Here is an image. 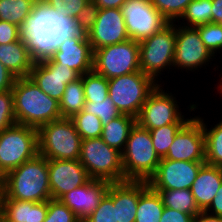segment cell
<instances>
[{"instance_id":"ffe728a7","label":"cell","mask_w":222,"mask_h":222,"mask_svg":"<svg viewBox=\"0 0 222 222\" xmlns=\"http://www.w3.org/2000/svg\"><path fill=\"white\" fill-rule=\"evenodd\" d=\"M111 182L90 179L86 184L63 194L59 200L83 222L98 207Z\"/></svg>"},{"instance_id":"8992f818","label":"cell","mask_w":222,"mask_h":222,"mask_svg":"<svg viewBox=\"0 0 222 222\" xmlns=\"http://www.w3.org/2000/svg\"><path fill=\"white\" fill-rule=\"evenodd\" d=\"M175 41L176 23L168 22L159 31L139 42L140 71L157 84L161 83V80L158 81L161 72L166 69L170 71L173 66Z\"/></svg>"},{"instance_id":"f1b7e54d","label":"cell","mask_w":222,"mask_h":222,"mask_svg":"<svg viewBox=\"0 0 222 222\" xmlns=\"http://www.w3.org/2000/svg\"><path fill=\"white\" fill-rule=\"evenodd\" d=\"M202 122L205 136V163L222 168V121L207 129L203 117H197Z\"/></svg>"},{"instance_id":"f546056e","label":"cell","mask_w":222,"mask_h":222,"mask_svg":"<svg viewBox=\"0 0 222 222\" xmlns=\"http://www.w3.org/2000/svg\"><path fill=\"white\" fill-rule=\"evenodd\" d=\"M161 196L164 207L179 210L193 217L201 212L190 189L154 190Z\"/></svg>"},{"instance_id":"83f0119b","label":"cell","mask_w":222,"mask_h":222,"mask_svg":"<svg viewBox=\"0 0 222 222\" xmlns=\"http://www.w3.org/2000/svg\"><path fill=\"white\" fill-rule=\"evenodd\" d=\"M39 0H0V20L15 24L22 30Z\"/></svg>"},{"instance_id":"f6af8a7d","label":"cell","mask_w":222,"mask_h":222,"mask_svg":"<svg viewBox=\"0 0 222 222\" xmlns=\"http://www.w3.org/2000/svg\"><path fill=\"white\" fill-rule=\"evenodd\" d=\"M204 211L222 217V185L217 190V194L211 201L210 205Z\"/></svg>"},{"instance_id":"44dd1931","label":"cell","mask_w":222,"mask_h":222,"mask_svg":"<svg viewBox=\"0 0 222 222\" xmlns=\"http://www.w3.org/2000/svg\"><path fill=\"white\" fill-rule=\"evenodd\" d=\"M48 201L31 202L0 196V217L6 222H44Z\"/></svg>"},{"instance_id":"60d3db41","label":"cell","mask_w":222,"mask_h":222,"mask_svg":"<svg viewBox=\"0 0 222 222\" xmlns=\"http://www.w3.org/2000/svg\"><path fill=\"white\" fill-rule=\"evenodd\" d=\"M15 123L12 90L0 92V132Z\"/></svg>"},{"instance_id":"6da1fadb","label":"cell","mask_w":222,"mask_h":222,"mask_svg":"<svg viewBox=\"0 0 222 222\" xmlns=\"http://www.w3.org/2000/svg\"><path fill=\"white\" fill-rule=\"evenodd\" d=\"M83 26L76 20L49 10L40 0L34 6L23 30L31 58L41 61L50 58L59 44L77 34Z\"/></svg>"},{"instance_id":"7dc6e473","label":"cell","mask_w":222,"mask_h":222,"mask_svg":"<svg viewBox=\"0 0 222 222\" xmlns=\"http://www.w3.org/2000/svg\"><path fill=\"white\" fill-rule=\"evenodd\" d=\"M212 23L222 24V0H212Z\"/></svg>"},{"instance_id":"ac0fdd59","label":"cell","mask_w":222,"mask_h":222,"mask_svg":"<svg viewBox=\"0 0 222 222\" xmlns=\"http://www.w3.org/2000/svg\"><path fill=\"white\" fill-rule=\"evenodd\" d=\"M29 77L45 94L60 102L66 85L81 76L67 66L44 59L34 62Z\"/></svg>"},{"instance_id":"2e32d148","label":"cell","mask_w":222,"mask_h":222,"mask_svg":"<svg viewBox=\"0 0 222 222\" xmlns=\"http://www.w3.org/2000/svg\"><path fill=\"white\" fill-rule=\"evenodd\" d=\"M165 159L205 162V136L202 122L197 116L189 120L176 133Z\"/></svg>"},{"instance_id":"f907efd6","label":"cell","mask_w":222,"mask_h":222,"mask_svg":"<svg viewBox=\"0 0 222 222\" xmlns=\"http://www.w3.org/2000/svg\"><path fill=\"white\" fill-rule=\"evenodd\" d=\"M221 77H222V76H220V78H221ZM220 80L222 81V78H221ZM221 81H219V83H218L219 86H218V84H217V87H218V88H217V89H218L217 92L220 91L219 93L222 95V82H221Z\"/></svg>"},{"instance_id":"7402d4cb","label":"cell","mask_w":222,"mask_h":222,"mask_svg":"<svg viewBox=\"0 0 222 222\" xmlns=\"http://www.w3.org/2000/svg\"><path fill=\"white\" fill-rule=\"evenodd\" d=\"M0 62L16 78L29 77L34 60L31 58L26 39L0 44Z\"/></svg>"},{"instance_id":"cb8c5ba5","label":"cell","mask_w":222,"mask_h":222,"mask_svg":"<svg viewBox=\"0 0 222 222\" xmlns=\"http://www.w3.org/2000/svg\"><path fill=\"white\" fill-rule=\"evenodd\" d=\"M139 181L114 182V222H135Z\"/></svg>"},{"instance_id":"3957f363","label":"cell","mask_w":222,"mask_h":222,"mask_svg":"<svg viewBox=\"0 0 222 222\" xmlns=\"http://www.w3.org/2000/svg\"><path fill=\"white\" fill-rule=\"evenodd\" d=\"M8 199L43 202L52 199L48 159L37 154L6 174L3 193Z\"/></svg>"},{"instance_id":"52a82bcc","label":"cell","mask_w":222,"mask_h":222,"mask_svg":"<svg viewBox=\"0 0 222 222\" xmlns=\"http://www.w3.org/2000/svg\"><path fill=\"white\" fill-rule=\"evenodd\" d=\"M79 161L91 179L111 183L124 181L121 152L110 147L101 137L81 141Z\"/></svg>"},{"instance_id":"e0dca14e","label":"cell","mask_w":222,"mask_h":222,"mask_svg":"<svg viewBox=\"0 0 222 222\" xmlns=\"http://www.w3.org/2000/svg\"><path fill=\"white\" fill-rule=\"evenodd\" d=\"M94 52L89 43L86 29L65 38L50 58L49 63H59L75 70L80 76L93 70Z\"/></svg>"},{"instance_id":"ee69618b","label":"cell","mask_w":222,"mask_h":222,"mask_svg":"<svg viewBox=\"0 0 222 222\" xmlns=\"http://www.w3.org/2000/svg\"><path fill=\"white\" fill-rule=\"evenodd\" d=\"M16 77L0 62V92L12 90Z\"/></svg>"},{"instance_id":"7a4b0ae2","label":"cell","mask_w":222,"mask_h":222,"mask_svg":"<svg viewBox=\"0 0 222 222\" xmlns=\"http://www.w3.org/2000/svg\"><path fill=\"white\" fill-rule=\"evenodd\" d=\"M16 123L39 129L60 119V103L45 94L30 77L16 78L13 88Z\"/></svg>"},{"instance_id":"30bf717a","label":"cell","mask_w":222,"mask_h":222,"mask_svg":"<svg viewBox=\"0 0 222 222\" xmlns=\"http://www.w3.org/2000/svg\"><path fill=\"white\" fill-rule=\"evenodd\" d=\"M93 70L106 79L140 71L139 42L128 39L96 49Z\"/></svg>"},{"instance_id":"e575fe53","label":"cell","mask_w":222,"mask_h":222,"mask_svg":"<svg viewBox=\"0 0 222 222\" xmlns=\"http://www.w3.org/2000/svg\"><path fill=\"white\" fill-rule=\"evenodd\" d=\"M186 122H176L160 128L149 130L152 144L160 158H164L170 145L173 143L176 133Z\"/></svg>"},{"instance_id":"603a6c76","label":"cell","mask_w":222,"mask_h":222,"mask_svg":"<svg viewBox=\"0 0 222 222\" xmlns=\"http://www.w3.org/2000/svg\"><path fill=\"white\" fill-rule=\"evenodd\" d=\"M221 185L222 168L205 163L200 168L190 188L195 202L201 211H204L210 205Z\"/></svg>"},{"instance_id":"d6a6232c","label":"cell","mask_w":222,"mask_h":222,"mask_svg":"<svg viewBox=\"0 0 222 222\" xmlns=\"http://www.w3.org/2000/svg\"><path fill=\"white\" fill-rule=\"evenodd\" d=\"M82 77L85 101H103L109 97L108 79L94 70L87 72Z\"/></svg>"},{"instance_id":"d4e9b609","label":"cell","mask_w":222,"mask_h":222,"mask_svg":"<svg viewBox=\"0 0 222 222\" xmlns=\"http://www.w3.org/2000/svg\"><path fill=\"white\" fill-rule=\"evenodd\" d=\"M135 222H160L164 205L158 192L147 181H139V201Z\"/></svg>"},{"instance_id":"b9f144b4","label":"cell","mask_w":222,"mask_h":222,"mask_svg":"<svg viewBox=\"0 0 222 222\" xmlns=\"http://www.w3.org/2000/svg\"><path fill=\"white\" fill-rule=\"evenodd\" d=\"M23 30L15 24L0 20V44H8L20 40Z\"/></svg>"},{"instance_id":"8fae6325","label":"cell","mask_w":222,"mask_h":222,"mask_svg":"<svg viewBox=\"0 0 222 222\" xmlns=\"http://www.w3.org/2000/svg\"><path fill=\"white\" fill-rule=\"evenodd\" d=\"M84 28L93 49L114 45L129 39L121 9H92Z\"/></svg>"},{"instance_id":"4316f807","label":"cell","mask_w":222,"mask_h":222,"mask_svg":"<svg viewBox=\"0 0 222 222\" xmlns=\"http://www.w3.org/2000/svg\"><path fill=\"white\" fill-rule=\"evenodd\" d=\"M51 11L61 13L65 17L76 20L83 27L92 11L91 0H40Z\"/></svg>"},{"instance_id":"ab89813d","label":"cell","mask_w":222,"mask_h":222,"mask_svg":"<svg viewBox=\"0 0 222 222\" xmlns=\"http://www.w3.org/2000/svg\"><path fill=\"white\" fill-rule=\"evenodd\" d=\"M44 222H81L68 206L59 199L48 200V212Z\"/></svg>"},{"instance_id":"c3c4849f","label":"cell","mask_w":222,"mask_h":222,"mask_svg":"<svg viewBox=\"0 0 222 222\" xmlns=\"http://www.w3.org/2000/svg\"><path fill=\"white\" fill-rule=\"evenodd\" d=\"M193 222H222V217L201 211L194 216Z\"/></svg>"},{"instance_id":"816d5d0a","label":"cell","mask_w":222,"mask_h":222,"mask_svg":"<svg viewBox=\"0 0 222 222\" xmlns=\"http://www.w3.org/2000/svg\"><path fill=\"white\" fill-rule=\"evenodd\" d=\"M0 222H6V221H4V220L0 217Z\"/></svg>"},{"instance_id":"5bb4252c","label":"cell","mask_w":222,"mask_h":222,"mask_svg":"<svg viewBox=\"0 0 222 222\" xmlns=\"http://www.w3.org/2000/svg\"><path fill=\"white\" fill-rule=\"evenodd\" d=\"M215 58L200 39L195 27L176 25L173 69L198 70ZM204 65V66H203Z\"/></svg>"},{"instance_id":"4fadbf2b","label":"cell","mask_w":222,"mask_h":222,"mask_svg":"<svg viewBox=\"0 0 222 222\" xmlns=\"http://www.w3.org/2000/svg\"><path fill=\"white\" fill-rule=\"evenodd\" d=\"M121 11L128 37L134 41L150 37L168 23L150 0H127Z\"/></svg>"},{"instance_id":"ba28073f","label":"cell","mask_w":222,"mask_h":222,"mask_svg":"<svg viewBox=\"0 0 222 222\" xmlns=\"http://www.w3.org/2000/svg\"><path fill=\"white\" fill-rule=\"evenodd\" d=\"M157 82L141 71L108 79L109 98L121 114L137 118Z\"/></svg>"},{"instance_id":"8d00e7d4","label":"cell","mask_w":222,"mask_h":222,"mask_svg":"<svg viewBox=\"0 0 222 222\" xmlns=\"http://www.w3.org/2000/svg\"><path fill=\"white\" fill-rule=\"evenodd\" d=\"M195 28L209 52L214 57L217 51L220 53L222 50V24L208 23Z\"/></svg>"},{"instance_id":"d590c367","label":"cell","mask_w":222,"mask_h":222,"mask_svg":"<svg viewBox=\"0 0 222 222\" xmlns=\"http://www.w3.org/2000/svg\"><path fill=\"white\" fill-rule=\"evenodd\" d=\"M83 111L99 117L102 126L122 115L109 97L103 101H85Z\"/></svg>"},{"instance_id":"7bdbcfd3","label":"cell","mask_w":222,"mask_h":222,"mask_svg":"<svg viewBox=\"0 0 222 222\" xmlns=\"http://www.w3.org/2000/svg\"><path fill=\"white\" fill-rule=\"evenodd\" d=\"M194 217L185 212L164 207L160 222H193Z\"/></svg>"},{"instance_id":"4dcf8cb0","label":"cell","mask_w":222,"mask_h":222,"mask_svg":"<svg viewBox=\"0 0 222 222\" xmlns=\"http://www.w3.org/2000/svg\"><path fill=\"white\" fill-rule=\"evenodd\" d=\"M59 103L62 117L71 118L74 114L83 110L85 94L82 77L66 85Z\"/></svg>"},{"instance_id":"9c48e42d","label":"cell","mask_w":222,"mask_h":222,"mask_svg":"<svg viewBox=\"0 0 222 222\" xmlns=\"http://www.w3.org/2000/svg\"><path fill=\"white\" fill-rule=\"evenodd\" d=\"M37 154V129L15 123L0 132V168L6 174Z\"/></svg>"},{"instance_id":"f35d334b","label":"cell","mask_w":222,"mask_h":222,"mask_svg":"<svg viewBox=\"0 0 222 222\" xmlns=\"http://www.w3.org/2000/svg\"><path fill=\"white\" fill-rule=\"evenodd\" d=\"M192 0H150L168 22H176Z\"/></svg>"},{"instance_id":"5b68a950","label":"cell","mask_w":222,"mask_h":222,"mask_svg":"<svg viewBox=\"0 0 222 222\" xmlns=\"http://www.w3.org/2000/svg\"><path fill=\"white\" fill-rule=\"evenodd\" d=\"M81 141L71 118L61 117L38 129V154L50 160H79Z\"/></svg>"},{"instance_id":"484cf974","label":"cell","mask_w":222,"mask_h":222,"mask_svg":"<svg viewBox=\"0 0 222 222\" xmlns=\"http://www.w3.org/2000/svg\"><path fill=\"white\" fill-rule=\"evenodd\" d=\"M135 124L136 118L122 114L103 126L101 138L110 147L122 153Z\"/></svg>"},{"instance_id":"836d02e7","label":"cell","mask_w":222,"mask_h":222,"mask_svg":"<svg viewBox=\"0 0 222 222\" xmlns=\"http://www.w3.org/2000/svg\"><path fill=\"white\" fill-rule=\"evenodd\" d=\"M71 120L82 140L101 137L103 126L96 115L82 110L74 114Z\"/></svg>"},{"instance_id":"277c9868","label":"cell","mask_w":222,"mask_h":222,"mask_svg":"<svg viewBox=\"0 0 222 222\" xmlns=\"http://www.w3.org/2000/svg\"><path fill=\"white\" fill-rule=\"evenodd\" d=\"M121 154L124 181H148L161 161L153 147L149 130L137 123L131 129Z\"/></svg>"},{"instance_id":"9a60e30c","label":"cell","mask_w":222,"mask_h":222,"mask_svg":"<svg viewBox=\"0 0 222 222\" xmlns=\"http://www.w3.org/2000/svg\"><path fill=\"white\" fill-rule=\"evenodd\" d=\"M204 164L161 158L155 173L147 181L148 186L152 190L190 189Z\"/></svg>"},{"instance_id":"1f68e13d","label":"cell","mask_w":222,"mask_h":222,"mask_svg":"<svg viewBox=\"0 0 222 222\" xmlns=\"http://www.w3.org/2000/svg\"><path fill=\"white\" fill-rule=\"evenodd\" d=\"M180 18L176 22L179 24V20H182L180 25L186 27H198L212 23V0H192Z\"/></svg>"},{"instance_id":"74e56055","label":"cell","mask_w":222,"mask_h":222,"mask_svg":"<svg viewBox=\"0 0 222 222\" xmlns=\"http://www.w3.org/2000/svg\"><path fill=\"white\" fill-rule=\"evenodd\" d=\"M114 218V183H111L98 207L83 222H114Z\"/></svg>"},{"instance_id":"681fc988","label":"cell","mask_w":222,"mask_h":222,"mask_svg":"<svg viewBox=\"0 0 222 222\" xmlns=\"http://www.w3.org/2000/svg\"><path fill=\"white\" fill-rule=\"evenodd\" d=\"M6 187V173L0 168V196L4 193Z\"/></svg>"},{"instance_id":"7c38bea8","label":"cell","mask_w":222,"mask_h":222,"mask_svg":"<svg viewBox=\"0 0 222 222\" xmlns=\"http://www.w3.org/2000/svg\"><path fill=\"white\" fill-rule=\"evenodd\" d=\"M162 88V84H158L143 104L136 118V123L140 127L151 130L189 120L188 118L185 119V115H182L179 110L180 107L177 104L179 102H177L174 94L167 90L165 92Z\"/></svg>"},{"instance_id":"d6986e66","label":"cell","mask_w":222,"mask_h":222,"mask_svg":"<svg viewBox=\"0 0 222 222\" xmlns=\"http://www.w3.org/2000/svg\"><path fill=\"white\" fill-rule=\"evenodd\" d=\"M48 174L52 199H59L91 179L79 160L48 159Z\"/></svg>"},{"instance_id":"bcb514c9","label":"cell","mask_w":222,"mask_h":222,"mask_svg":"<svg viewBox=\"0 0 222 222\" xmlns=\"http://www.w3.org/2000/svg\"><path fill=\"white\" fill-rule=\"evenodd\" d=\"M127 0H91L92 9H113L121 7Z\"/></svg>"}]
</instances>
